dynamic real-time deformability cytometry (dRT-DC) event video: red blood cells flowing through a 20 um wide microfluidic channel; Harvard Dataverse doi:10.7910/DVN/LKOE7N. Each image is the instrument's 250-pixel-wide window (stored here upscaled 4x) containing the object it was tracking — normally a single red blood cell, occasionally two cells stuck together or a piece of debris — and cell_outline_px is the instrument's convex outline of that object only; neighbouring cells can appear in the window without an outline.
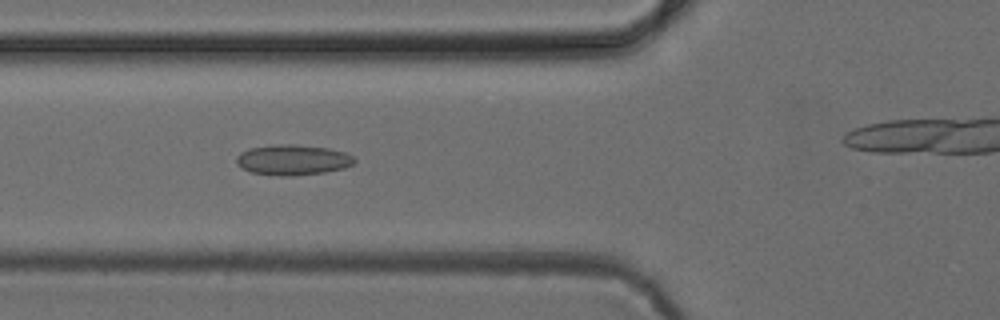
{"species": "common noctule bat (a hibernating species)", "species_latin": "Nyctalus noctula", "temperature_condition": "cold", "stored_images_in_passage": 7, "segment_of_instrument_passage": [1, 2], "camera_frame_rate_fps": 3000, "um_per_image_px": 0.085, "animal": {"sex": "female", "body_mass_g": 24.6, "forearm_length_mm": 56.2}, "frame": {"image": 1, "passage_image": 4, "time_ms": 4.333, "image_size_px": [1000, 320], "cell_outline_px": [[356, 160], [352, 164], [344, 168], [324, 172], [292, 176], [280, 176], [252, 172], [236, 164], [236, 156], [240, 152], [248, 148], [276, 144], [292, 144], [328, 148], [344, 152], [352, 156]], "centroid_in_image_um": [24.86, 13.58], "position_along_channel_um": 100.9, "area_um2": 20.87}}
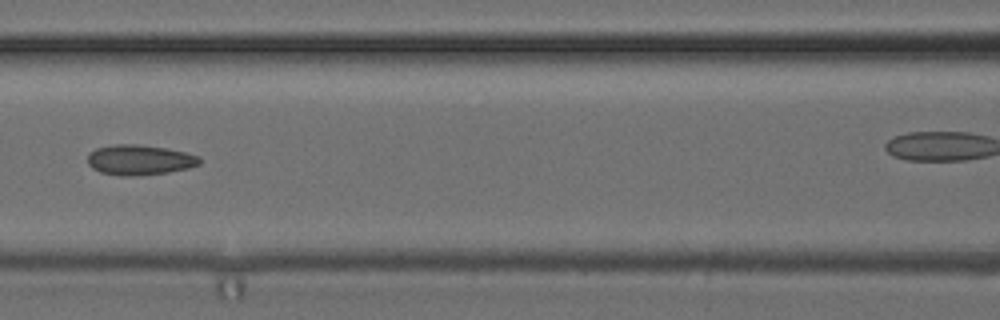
{"frame": {"image": 2, "passage_image": 5, "time_ms": 5.667, "image_size_px": [1000, 320], "cell_outline_px": [[200, 164], [188, 168], [168, 172], [136, 176], [120, 176], [100, 172], [92, 168], [88, 164], [88, 152], [96, 148], [116, 144], [136, 144], [168, 148], [200, 156]], "centroid_in_image_um": [11.85, 13.59], "position_along_channel_um": 154.8, "area_um2": 19.83}}
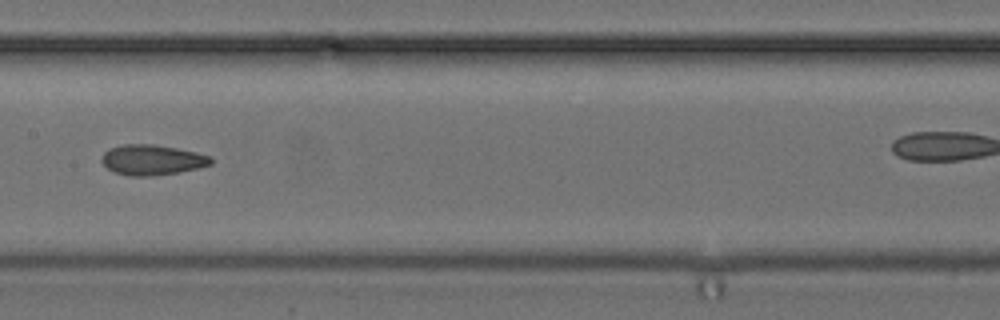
{"frame": {"image": 3, "passage_image": 6, "time_ms": 6.667, "image_size_px": [1000, 320], "cell_outline_px": [[212, 164], [180, 172], [148, 176], [128, 176], [116, 172], [108, 168], [100, 160], [104, 152], [108, 148], [124, 144], [156, 144], [196, 152], [212, 156]], "centroid_in_image_um": [12.92, 13.58], "position_along_channel_um": 194.5, "area_um2": 19.31}}